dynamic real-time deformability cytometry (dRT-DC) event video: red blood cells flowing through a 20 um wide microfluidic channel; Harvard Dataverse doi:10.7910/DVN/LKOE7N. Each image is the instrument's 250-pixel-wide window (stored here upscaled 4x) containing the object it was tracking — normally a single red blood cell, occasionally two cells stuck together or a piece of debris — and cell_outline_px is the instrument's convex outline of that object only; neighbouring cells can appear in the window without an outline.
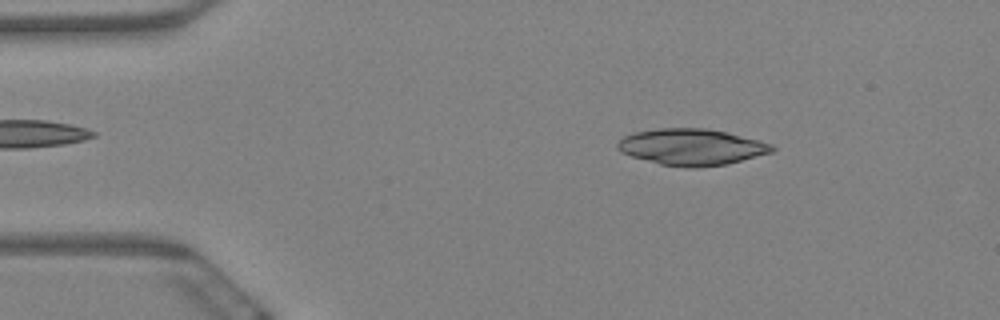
{"species": "Egyptian fruit bat (a non-hibernating species)", "species_latin": "Rousettus aegyptiacus", "temperature_condition": "warm", "stored_images_in_passage": 7, "camera_frame_rate_fps": 3000, "um_per_image_px": 0.085, "animal": {"sex": "female"}, "frame": {"image": 1, "passage_image": 2, "time_ms": 0.333, "image_size_px": [1000, 320], "cell_outline_px": [[776, 148], [772, 152], [728, 164], [696, 168], [688, 168], [660, 164], [632, 156], [620, 152], [616, 148], [616, 144], [624, 136], [632, 132], [660, 128], [704, 128], [728, 132], [772, 144]], "centroid_in_image_um": [58.77, 12.49], "position_along_channel_um": 26.2, "area_um2": 32.83}}
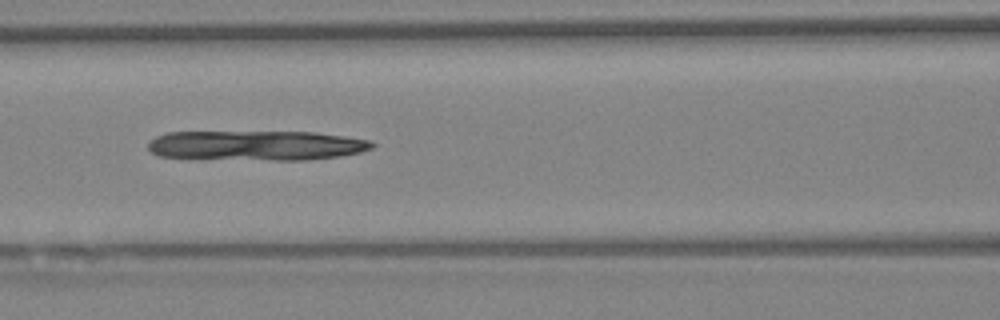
{"frame": {"image": 2, "passage_image": 7, "time_ms": 2.0, "image_size_px": [1000, 320], "cell_outline_px": [[376, 144], [372, 148], [360, 152], [340, 156], [308, 160], [272, 160], [160, 156], [152, 152], [148, 148], [148, 140], [156, 136], [168, 132], [316, 132], [372, 140]], "centroid_in_image_um": [21.84, 12.35], "position_along_channel_um": 144.8, "area_um2": 38.84}}